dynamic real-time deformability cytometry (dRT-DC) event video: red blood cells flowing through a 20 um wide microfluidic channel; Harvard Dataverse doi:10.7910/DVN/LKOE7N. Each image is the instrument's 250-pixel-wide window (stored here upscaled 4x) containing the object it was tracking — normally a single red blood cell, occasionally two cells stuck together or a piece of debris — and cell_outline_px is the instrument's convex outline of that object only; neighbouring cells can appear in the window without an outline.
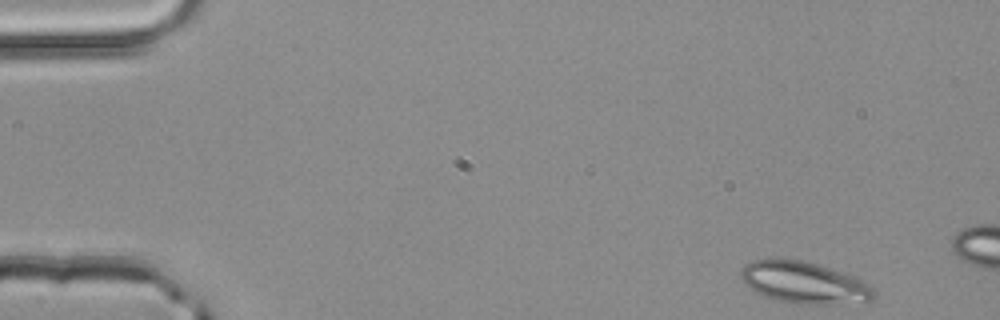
{"species": "common noctule bat (a hibernating species)", "species_latin": "Nyctalus noctula", "temperature_condition": "room temperature", "stored_images_in_passage": 3, "camera_frame_rate_fps": 3000, "um_per_image_px": 0.085, "animal": {"sex": "male", "body_mass_g": 20.4}, "frame": {"image": 1, "passage_image": 3, "time_ms": 0.667, "image_size_px": [1000, 320], "cell_outline_px": [[876, 296], [868, 304], [792, 304], [776, 300], [764, 296], [748, 288], [740, 276], [740, 272], [744, 264], [752, 260], [772, 256], [804, 260], [852, 276], [860, 280], [872, 288], [876, 292]], "centroid_in_image_um": [68.32, 24.02], "position_along_channel_um": 16.7, "area_um2": 33.23}}